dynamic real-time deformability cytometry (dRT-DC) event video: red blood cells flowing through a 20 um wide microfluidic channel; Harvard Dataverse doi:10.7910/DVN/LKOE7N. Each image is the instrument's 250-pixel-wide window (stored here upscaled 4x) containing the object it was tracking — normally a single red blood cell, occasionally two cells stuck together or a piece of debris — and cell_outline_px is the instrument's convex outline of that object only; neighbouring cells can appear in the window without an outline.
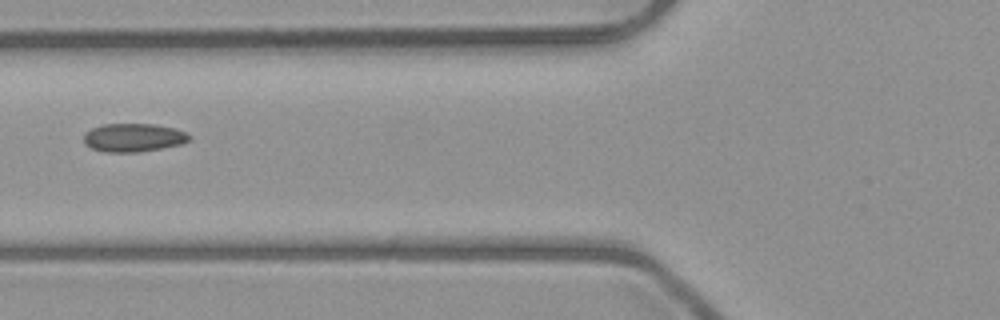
{"species": "common noctule bat (a hibernating species)", "species_latin": "Nyctalus noctula", "temperature_condition": "room temperature", "stored_images_in_passage": 5, "camera_frame_rate_fps": 3000, "um_per_image_px": 0.085, "animal": {"sex": "male", "body_mass_g": 23.1, "forearm_length_mm": 52.7}, "frame": {"image": 1, "passage_image": 5, "time_ms": 5.333, "image_size_px": [1000, 320], "cell_outline_px": [[192, 136], [188, 140], [180, 144], [160, 148], [136, 152], [104, 152], [92, 148], [84, 144], [84, 132], [92, 128], [104, 124], [156, 124], [172, 128], [184, 132]], "centroid_in_image_um": [11.29, 11.69], "position_along_channel_um": 114.5, "area_um2": 17.28}}